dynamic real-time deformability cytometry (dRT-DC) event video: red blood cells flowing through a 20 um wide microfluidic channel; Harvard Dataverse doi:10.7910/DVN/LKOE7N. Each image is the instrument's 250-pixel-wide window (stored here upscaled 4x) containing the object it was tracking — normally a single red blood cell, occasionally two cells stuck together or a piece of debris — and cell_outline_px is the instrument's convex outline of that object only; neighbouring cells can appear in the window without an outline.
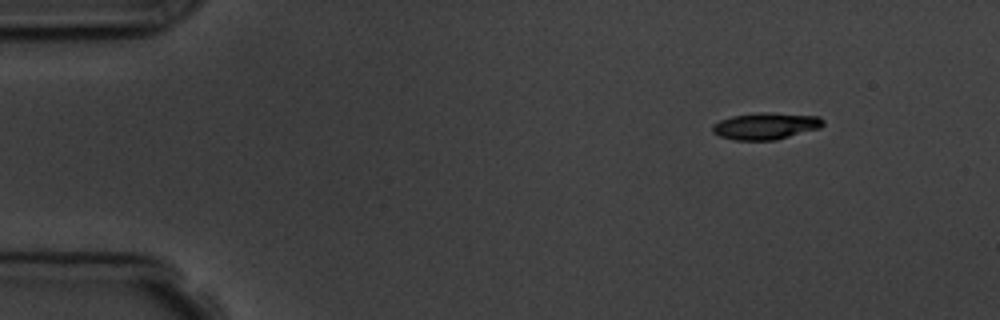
{"species": "common noctule bat (a hibernating species)", "species_latin": "Nyctalus noctula", "temperature_condition": "room temperature", "stored_images_in_passage": 3, "camera_frame_rate_fps": 3000, "um_per_image_px": 0.085, "animal": {"sex": "male", "body_mass_g": 19.5, "forearm_length_mm": 54.6}, "frame": {"image": 1, "passage_image": 1, "time_ms": 0.0, "image_size_px": [1000, 320], "cell_outline_px": [[824, 124], [820, 128], [776, 140], [736, 140], [720, 136], [712, 132], [712, 124], [720, 120], [732, 116], [760, 112], [764, 112], [820, 116], [824, 120]], "centroid_in_image_um": [65.09, 10.71], "position_along_channel_um": 19.9, "area_um2": 17.28}}